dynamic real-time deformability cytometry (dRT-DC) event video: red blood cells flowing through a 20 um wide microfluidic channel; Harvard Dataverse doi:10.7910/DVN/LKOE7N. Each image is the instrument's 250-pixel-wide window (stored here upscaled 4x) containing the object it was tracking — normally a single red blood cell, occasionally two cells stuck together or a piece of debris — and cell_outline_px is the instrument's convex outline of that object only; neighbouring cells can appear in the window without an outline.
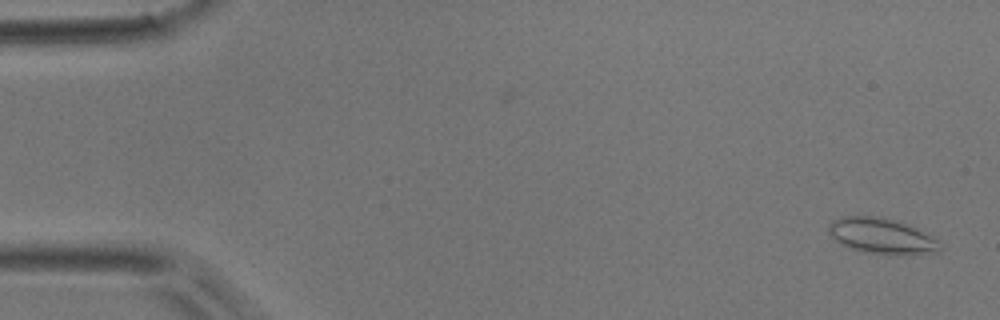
{"species": "common noctule bat (a hibernating species)", "species_latin": "Nyctalus noctula", "temperature_condition": "room temperature", "stored_images_in_passage": 51, "camera_frame_rate_fps": 3000, "um_per_image_px": 0.085, "animal": {"sex": "male", "body_mass_g": 17.9}, "frame": {"image": 1, "passage_image": 2, "time_ms": 0.333, "image_size_px": [1000, 320], "cell_outline_px": [[940, 240], [936, 252], [916, 256], [900, 256], [868, 252], [852, 248], [836, 240], [832, 236], [828, 228], [828, 224], [832, 220], [844, 216], [884, 216], [896, 220], [916, 228]], "centroid_in_image_um": [74.99, 20.06], "position_along_channel_um": 10.0, "area_um2": 23.24}}
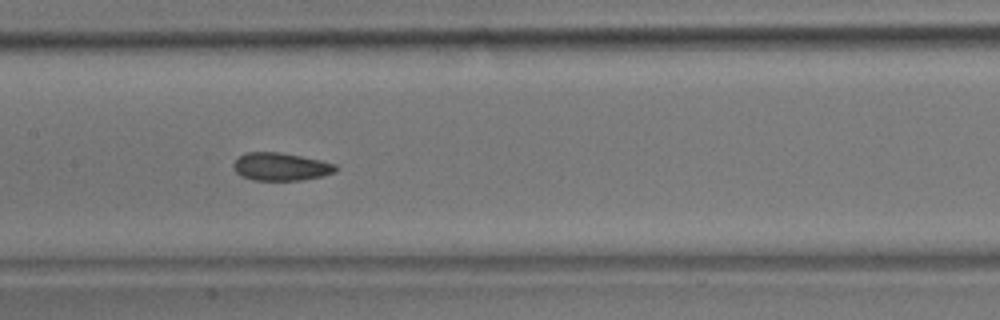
{"frame": {"image": 2, "passage_image": 25, "time_ms": 8.0, "image_size_px": [1000, 320], "cell_outline_px": [[340, 168], [336, 172], [304, 180], [252, 180], [240, 176], [232, 168], [232, 164], [244, 152], [280, 152], [320, 160], [336, 164]], "centroid_in_image_um": [23.86, 14.17], "position_along_channel_um": 183.5, "area_um2": 16.76}}
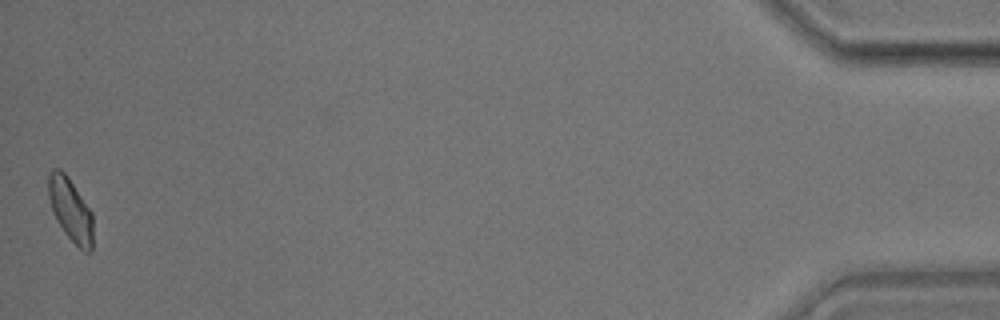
{"frame": {"image": 3, "passage_image": 51, "time_ms": 16.667, "image_size_px": [1000, 320], "cell_outline_px": [[92, 252], [84, 252], [64, 232], [56, 220], [52, 212], [48, 196], [48, 176], [52, 168], [60, 168], [68, 176], [92, 212]], "centroid_in_image_um": [5.98, 17.8], "position_along_channel_um": 429.2, "area_um2": 16.47}, "authors_computed_cell_mechanics": {"area_um2": 16.9354, "velocity_mm_per_s": 3.9041, "shape_relaxation_time_tau1_ms": 10.6125, "shape_relaxation_time_tau2_ms": 2.0176, "deformation_change_tau1": 0.1209, "deformation_change_tau2": 0.0624}}